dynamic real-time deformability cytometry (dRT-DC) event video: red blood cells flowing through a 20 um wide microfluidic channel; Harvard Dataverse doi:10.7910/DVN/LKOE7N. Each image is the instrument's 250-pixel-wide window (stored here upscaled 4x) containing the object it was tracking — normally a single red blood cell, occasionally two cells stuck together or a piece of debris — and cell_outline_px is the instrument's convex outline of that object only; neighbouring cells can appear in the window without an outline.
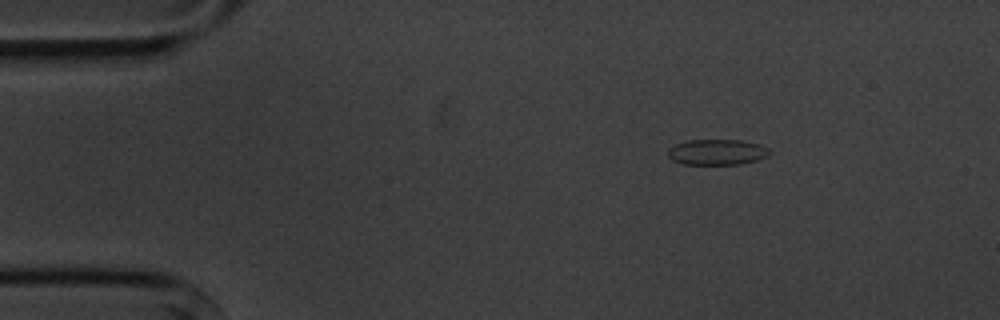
{"species": "common noctule bat (a hibernating species)", "species_latin": "Nyctalus noctula", "temperature_condition": "cold", "stored_images_in_passage": 6, "camera_frame_rate_fps": 3000, "um_per_image_px": 0.085, "animal": {"sex": "male", "body_mass_g": 20.1, "forearm_length_mm": 53.5}, "frame": {"image": 1, "passage_image": 1, "time_ms": 0.0, "image_size_px": [1000, 320], "cell_outline_px": [[772, 152], [768, 156], [756, 160], [740, 164], [680, 164], [672, 160], [668, 156], [668, 148], [676, 144], [688, 140], [744, 140], [760, 144], [768, 148]], "centroid_in_image_um": [60.96, 12.92], "position_along_channel_um": 24.0, "area_um2": 15.32}}
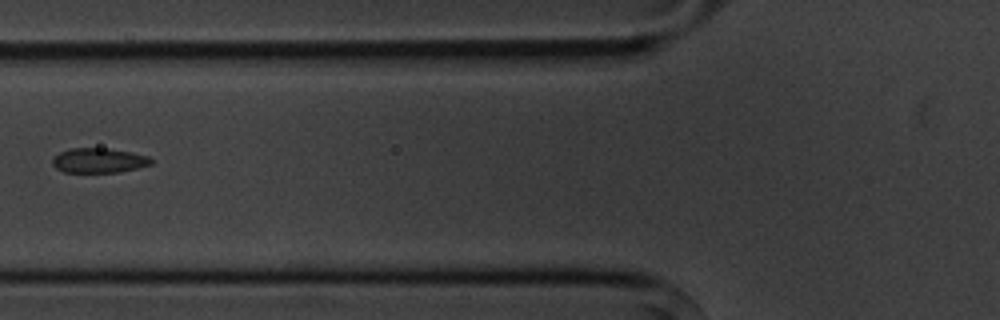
{"frame": {"image": 2, "passage_image": 4, "time_ms": 4.333, "image_size_px": [1000, 320], "cell_outline_px": [[152, 164], [120, 172], [64, 172], [56, 168], [52, 164], [52, 156], [60, 152], [72, 148], [108, 148], [132, 152], [148, 156], [152, 160]], "centroid_in_image_um": [8.38, 13.63], "position_along_channel_um": 117.4, "area_um2": 14.28}}
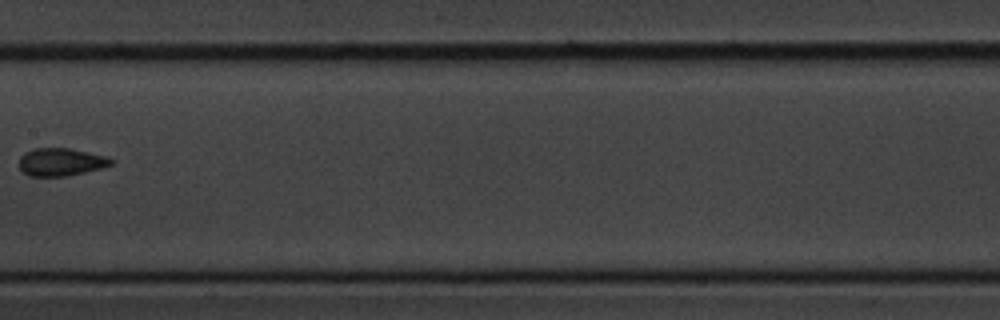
{"frame": {"image": 3, "passage_image": 6, "time_ms": 6.667, "image_size_px": [1000, 320], "cell_outline_px": [[116, 160], [112, 164], [100, 168], [84, 172], [64, 176], [28, 176], [20, 168], [20, 156], [24, 152], [36, 148], [68, 148], [108, 156]], "centroid_in_image_um": [5.19, 13.76], "position_along_channel_um": 202.2, "area_um2": 14.85}}